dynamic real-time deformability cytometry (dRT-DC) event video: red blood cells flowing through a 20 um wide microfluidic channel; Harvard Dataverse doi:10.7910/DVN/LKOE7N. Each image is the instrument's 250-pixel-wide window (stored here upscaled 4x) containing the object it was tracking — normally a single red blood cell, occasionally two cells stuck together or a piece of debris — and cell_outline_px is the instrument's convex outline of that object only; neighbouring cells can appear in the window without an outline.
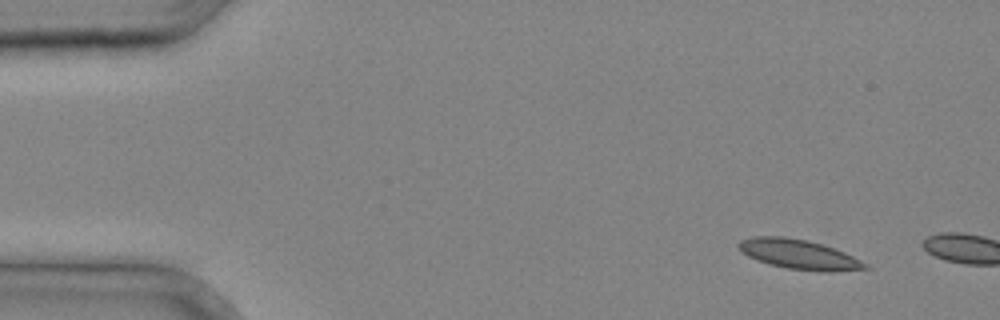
{"species": "common noctule bat (a hibernating species)", "species_latin": "Nyctalus noctula", "temperature_condition": "cold", "stored_images_in_passage": 5, "camera_frame_rate_fps": 3000, "um_per_image_px": 0.085, "animal": {"sex": "male", "body_mass_g": 20.4}, "frame": {"image": 1, "passage_image": 3, "time_ms": 0.667, "image_size_px": [1000, 320], "cell_outline_px": [[872, 268], [832, 272], [824, 272], [788, 268], [768, 264], [756, 260], [740, 252], [736, 244], [740, 240], [752, 236], [784, 236], [808, 240], [844, 252], [868, 264]], "centroid_in_image_um": [67.87, 21.62], "position_along_channel_um": 17.1, "area_um2": 22.02}}